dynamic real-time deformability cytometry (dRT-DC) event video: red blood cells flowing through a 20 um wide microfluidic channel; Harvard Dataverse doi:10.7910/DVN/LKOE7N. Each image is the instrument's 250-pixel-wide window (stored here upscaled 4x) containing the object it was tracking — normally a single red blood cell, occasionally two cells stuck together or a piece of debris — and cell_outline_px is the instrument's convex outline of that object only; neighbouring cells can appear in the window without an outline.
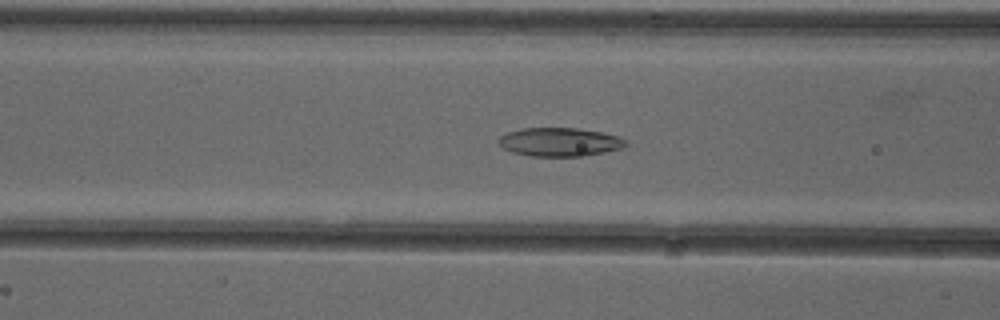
{"species": "common noctule bat (a hibernating species)", "species_latin": "Nyctalus noctula", "temperature_condition": "cold", "stored_images_in_passage": 51, "camera_frame_rate_fps": 3000, "um_per_image_px": 0.085, "animal": {"sex": "female"}, "frame": {"image": 1, "passage_image": 20, "time_ms": 6.333, "image_size_px": [1000, 320], "cell_outline_px": [[628, 144], [624, 148], [604, 152], [580, 156], [532, 156], [512, 152], [504, 148], [496, 140], [500, 136], [508, 132], [520, 128], [576, 128], [600, 132], [616, 136], [624, 140]], "centroid_in_image_um": [47.54, 12.07], "position_along_channel_um": 119.1, "area_um2": 21.04}}
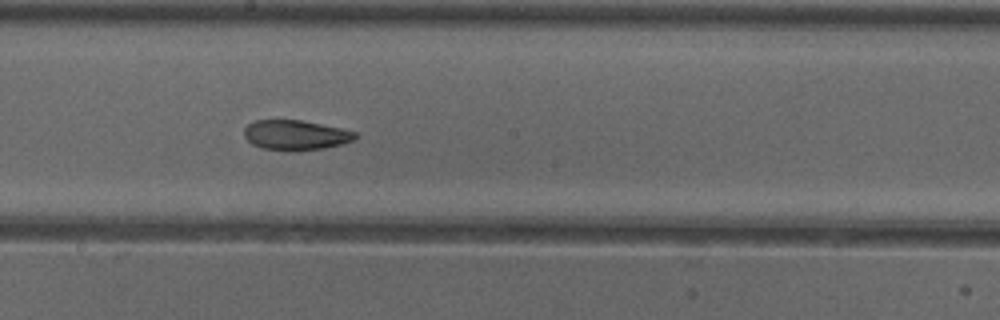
{"frame": {"image": 2, "passage_image": 28, "time_ms": 9.0, "image_size_px": [1000, 320], "cell_outline_px": [[360, 136], [356, 140], [324, 148], [292, 152], [288, 152], [264, 148], [252, 144], [244, 136], [244, 128], [248, 124], [256, 120], [300, 120], [340, 128], [356, 132]], "centroid_in_image_um": [25.14, 11.49], "position_along_channel_um": 223.1, "area_um2": 19.54}}
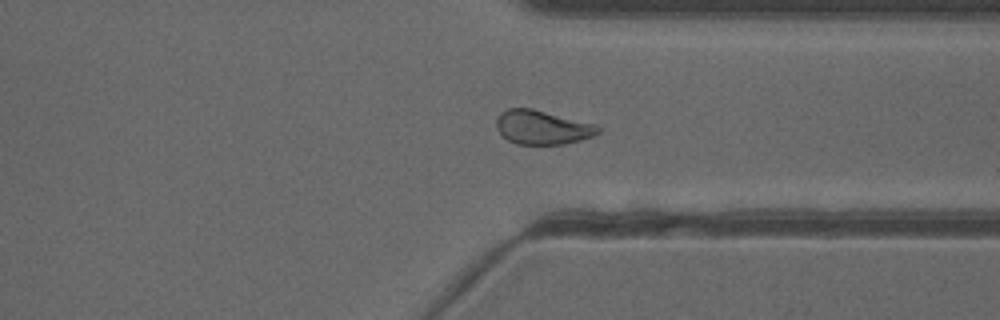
{"frame": {"image": 3, "passage_image": 39, "time_ms": 12.667, "image_size_px": [1000, 320], "cell_outline_px": [[600, 132], [592, 136], [580, 140], [564, 144], [516, 144], [508, 140], [496, 128], [496, 120], [500, 112], [508, 108], [532, 108], [596, 124], [600, 128]], "centroid_in_image_um": [46.09, 10.81], "position_along_channel_um": 365.3, "area_um2": 20.17}, "authors_computed_cell_mechanics": {"area_um2": 21.3282, "velocity_mm_per_s": 3.8929, "shape_relaxation_time_tau1_ms": null, "shape_relaxation_time_tau2_ms": 3.0496, "deformation_change_tau1": null, "deformation_change_tau2": 0.0913}}